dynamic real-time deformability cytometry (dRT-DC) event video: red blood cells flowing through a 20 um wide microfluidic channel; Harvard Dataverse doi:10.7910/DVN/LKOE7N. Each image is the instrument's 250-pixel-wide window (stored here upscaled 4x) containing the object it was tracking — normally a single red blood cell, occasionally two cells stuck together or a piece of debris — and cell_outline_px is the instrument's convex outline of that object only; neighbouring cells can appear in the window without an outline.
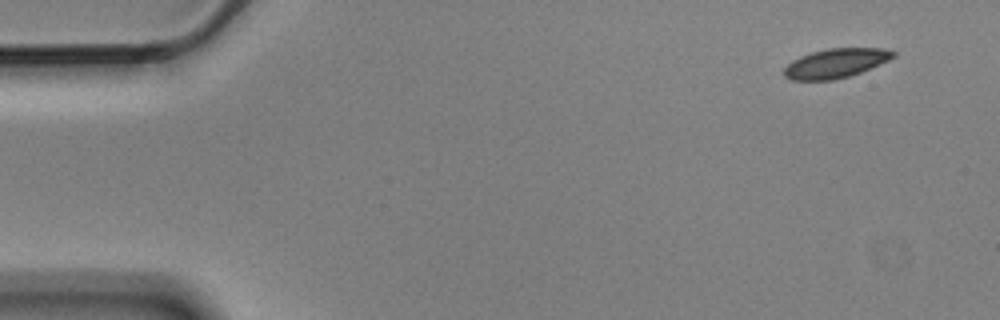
{"species": "Egyptian fruit bat (a non-hibernating species)", "species_latin": "Rousettus aegyptiacus", "temperature_condition": "cold", "stored_images_in_passage": 7, "camera_frame_rate_fps": 3000, "um_per_image_px": 0.085, "animal": {"sex": "male"}, "frame": {"image": 1, "passage_image": 1, "time_ms": 0.0, "image_size_px": [1000, 320], "cell_outline_px": [[896, 56], [880, 64], [860, 72], [848, 76], [832, 80], [792, 80], [784, 76], [784, 68], [792, 60], [800, 56], [812, 52], [828, 48], [884, 48], [896, 52]], "centroid_in_image_um": [71.03, 5.37], "position_along_channel_um": 14.0, "area_um2": 18.55}}
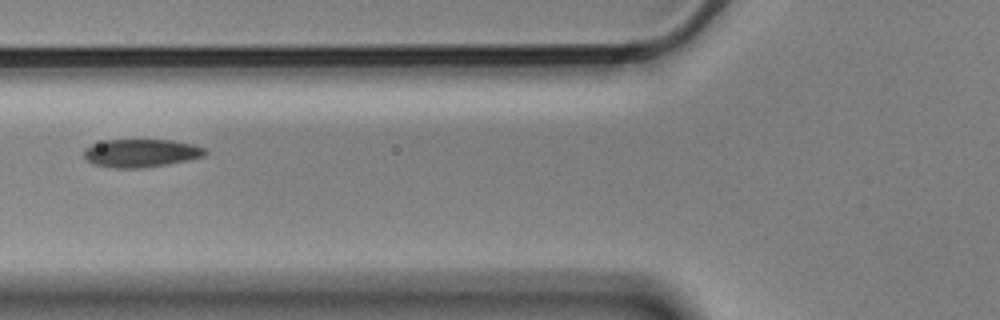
{"frame": {"image": 2, "passage_image": 6, "time_ms": 1.667, "image_size_px": [1000, 320], "cell_outline_px": [[208, 152], [204, 156], [188, 160], [168, 164], [144, 168], [116, 168], [92, 164], [84, 156], [84, 148], [92, 144], [104, 140], [172, 140], [192, 144], [204, 148]], "centroid_in_image_um": [11.98, 13.01], "position_along_channel_um": 113.8, "area_um2": 19.88}}
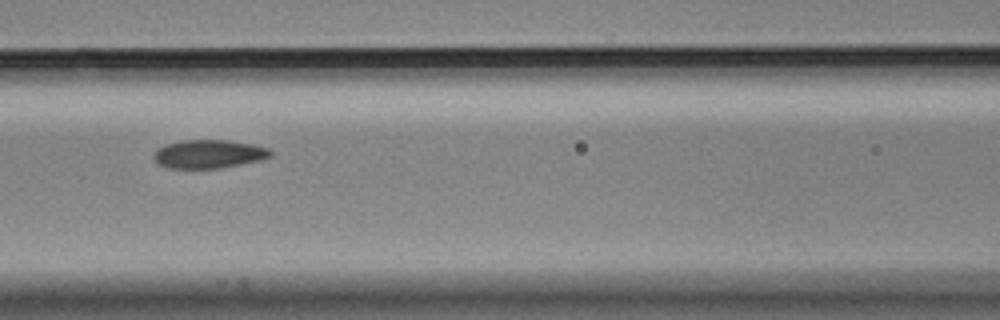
{"frame": {"image": 3, "passage_image": 7, "time_ms": 2.0, "image_size_px": [1000, 320], "cell_outline_px": [[272, 156], [260, 160], [220, 168], [168, 168], [156, 164], [152, 156], [160, 148], [168, 144], [180, 140], [228, 140], [252, 144], [268, 148], [272, 152]], "centroid_in_image_um": [17.74, 13.09], "position_along_channel_um": 148.9, "area_um2": 19.31}}